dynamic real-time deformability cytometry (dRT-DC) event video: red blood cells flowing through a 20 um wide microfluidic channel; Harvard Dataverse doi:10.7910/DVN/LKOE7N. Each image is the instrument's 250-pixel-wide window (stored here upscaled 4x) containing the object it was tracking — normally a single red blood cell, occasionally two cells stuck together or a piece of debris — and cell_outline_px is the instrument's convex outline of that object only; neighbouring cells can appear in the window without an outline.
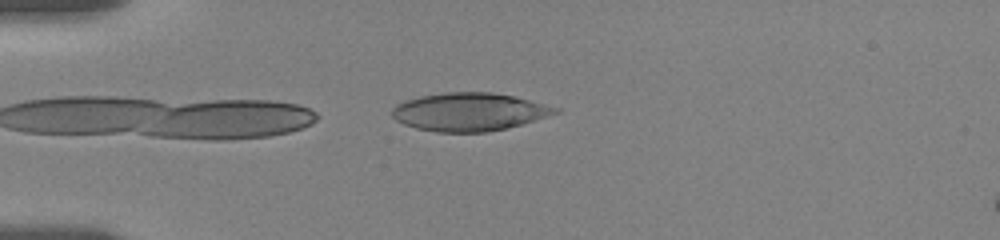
{"species": "human", "species_latin": "Homo sapiens", "temperature_condition": "room temperature", "stored_images_in_passage": 39, "camera_frame_rate_fps": 3000, "um_per_image_px": 0.085, "donor": {"sex": "female"}, "frame": {"image": 1, "passage_image": 1, "time_ms": 0.0, "image_size_px": [1000, 240], "cell_outline_px": [[560, 112], [520, 124], [488, 132], [436, 132], [416, 128], [404, 124], [396, 120], [392, 116], [392, 108], [396, 104], [404, 100], [420, 96], [444, 92], [492, 92], [512, 96], [560, 108]], "centroid_in_image_um": [39.83, 9.5], "position_along_channel_um": 45.2, "area_um2": 36.01}}
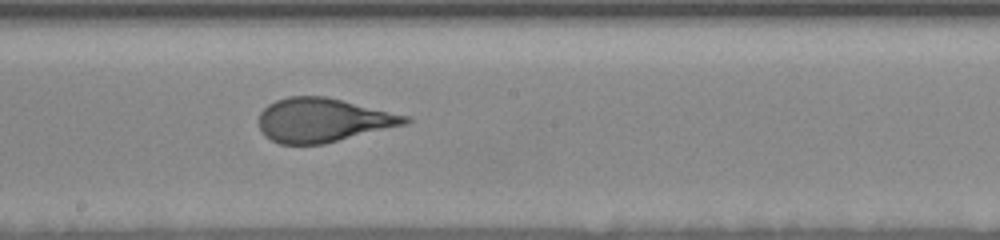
{"frame": {"image": 2, "passage_image": 18, "time_ms": 5.667, "image_size_px": [1000, 240], "cell_outline_px": [[412, 120], [408, 124], [324, 144], [280, 144], [264, 136], [260, 128], [260, 112], [268, 104], [276, 100], [288, 96], [324, 96], [412, 116]], "centroid_in_image_um": [27.49, 10.21], "position_along_channel_um": 220.7, "area_um2": 37.63}}
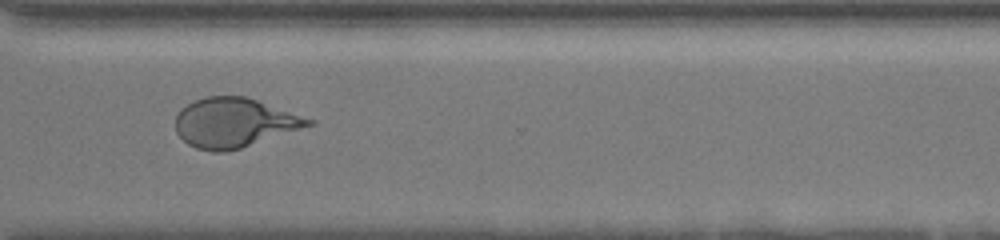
{"frame": {"image": 3, "passage_image": 29, "time_ms": 9.333, "image_size_px": [1000, 240], "cell_outline_px": [[316, 124], [240, 148], [224, 152], [212, 152], [196, 148], [188, 144], [176, 132], [176, 116], [180, 108], [204, 96], [244, 96], [316, 120]], "centroid_in_image_um": [19.91, 10.43], "position_along_channel_um": 350.7, "area_um2": 38.09}, "authors_computed_cell_mechanics": {"area_um2": 38.0324, "velocity_mm_per_s": 3.5515, "shape_relaxation_time_tau1_ms": 4.813, "shape_relaxation_time_tau2_ms": null, "deformation_change_tau1": 0.2105, "deformation_change_tau2": null}}